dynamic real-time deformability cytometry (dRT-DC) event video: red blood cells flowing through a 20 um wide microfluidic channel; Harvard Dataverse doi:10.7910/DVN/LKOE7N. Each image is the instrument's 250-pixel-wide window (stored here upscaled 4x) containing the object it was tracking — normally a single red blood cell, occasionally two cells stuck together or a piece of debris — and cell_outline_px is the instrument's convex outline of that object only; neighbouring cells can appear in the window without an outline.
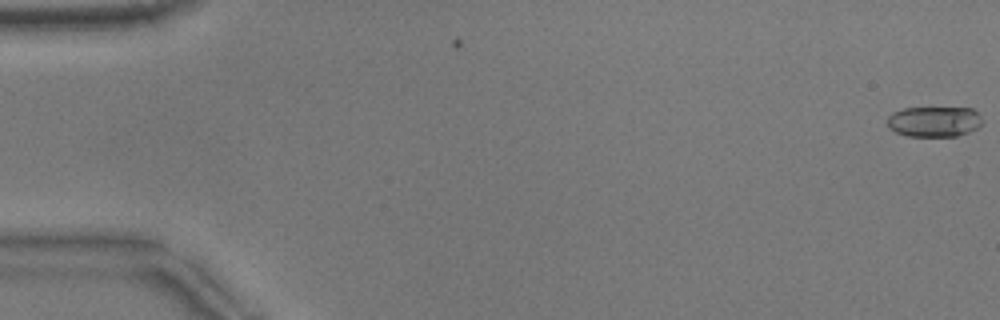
{"species": "common noctule bat (a hibernating species)", "species_latin": "Nyctalus noctula", "temperature_condition": "warm", "stored_images_in_passage": 54, "camera_frame_rate_fps": 3000, "um_per_image_px": 0.085, "animal": {"sex": "male", "body_mass_g": 17.9}, "frame": {"image": 1, "passage_image": 1, "time_ms": 0.0, "image_size_px": [1000, 320], "cell_outline_px": [[984, 120], [976, 128], [968, 132], [956, 136], [908, 136], [896, 132], [888, 128], [888, 116], [892, 112], [904, 108], [972, 108]], "centroid_in_image_um": [79.39, 10.33], "position_along_channel_um": 5.6, "area_um2": 16.82}}
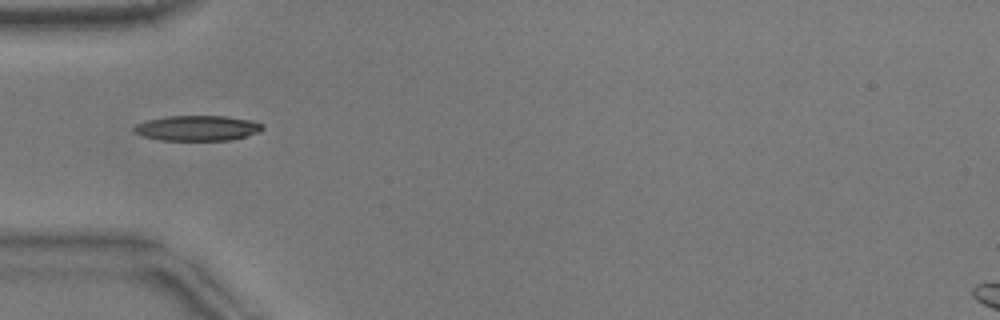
{"frame": {"image": 2, "passage_image": 18, "time_ms": 5.667, "image_size_px": [1000, 320], "cell_outline_px": [[264, 128], [260, 132], [232, 140], [160, 140], [144, 136], [132, 132], [132, 128], [136, 124], [148, 120], [168, 116], [224, 116], [252, 120], [264, 124]], "centroid_in_image_um": [16.8, 10.89], "position_along_channel_um": 68.2, "area_um2": 19.02}}
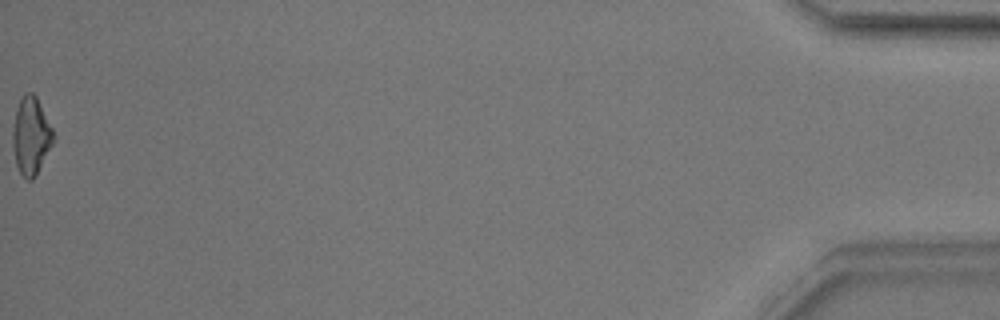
{"frame": {"image": 3, "passage_image": 54, "time_ms": 17.667, "image_size_px": [1000, 320], "cell_outline_px": [[56, 140], [36, 176], [32, 180], [28, 180], [20, 172], [16, 164], [12, 144], [12, 132], [16, 108], [20, 96], [24, 92], [32, 92], [36, 96], [56, 136]], "centroid_in_image_um": [2.65, 11.54], "position_along_channel_um": 432.5, "area_um2": 18.73}, "authors_computed_cell_mechanics": {"area_um2": 18.0914, "velocity_mm_per_s": 3.8516, "shape_relaxation_time_tau1_ms": 3.5607, "shape_relaxation_time_tau2_ms": 2.4891, "deformation_change_tau1": 0.1472, "deformation_change_tau2": 0.0951}}